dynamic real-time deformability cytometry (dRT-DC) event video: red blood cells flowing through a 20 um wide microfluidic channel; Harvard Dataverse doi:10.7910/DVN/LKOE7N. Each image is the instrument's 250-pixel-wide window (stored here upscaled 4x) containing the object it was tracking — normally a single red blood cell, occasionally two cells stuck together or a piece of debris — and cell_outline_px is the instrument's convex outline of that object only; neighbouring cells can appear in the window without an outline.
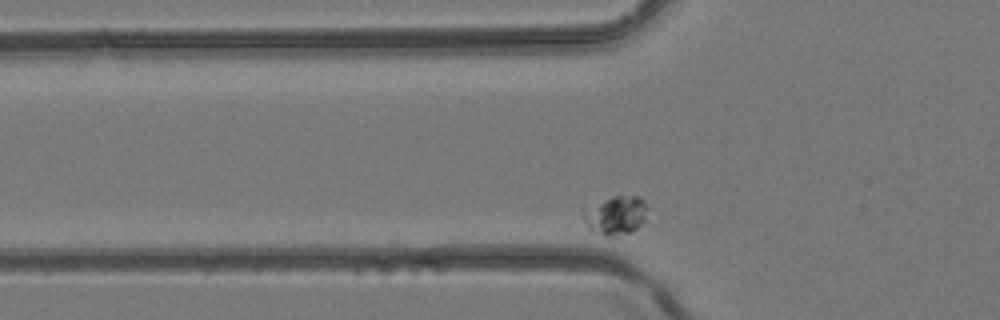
{"species": "common noctule bat (a hibernating species)", "species_latin": "Nyctalus noctula", "temperature_condition": "room temperature", "stored_images_in_passage": 26, "camera_frame_rate_fps": 3000, "um_per_image_px": 0.085, "animal": {"sex": "female", "body_mass_g": 24.6, "forearm_length_mm": 56.2}, "frame": {"image": 1, "passage_image": 4, "time_ms": 1.0, "image_size_px": [1000, 320], "cell_outline_px": [[648, 208], [640, 224], [632, 232], [616, 236], [604, 236], [588, 228], [584, 220], [584, 216], [600, 204], [612, 196], [640, 196], [644, 200]], "centroid_in_image_um": [52.44, 18.33], "position_along_channel_um": 73.4, "area_um2": 13.58}}
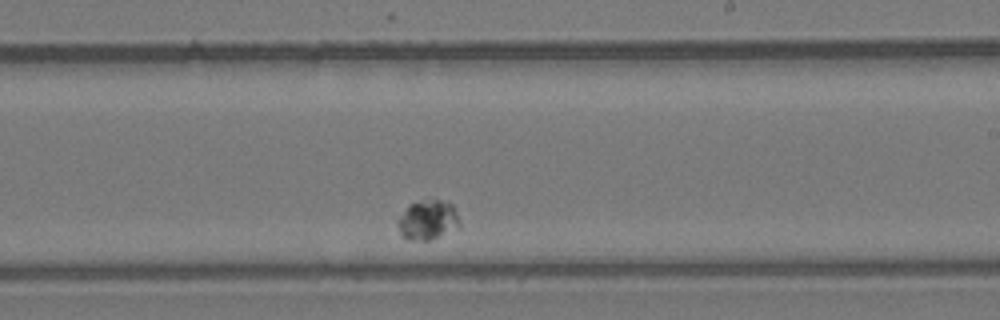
{"frame": {"image": 2, "passage_image": 17, "time_ms": 5.333, "image_size_px": [1000, 320], "cell_outline_px": [[460, 228], [428, 240], [408, 240], [400, 236], [396, 224], [396, 220], [408, 204], [424, 196], [440, 200], [452, 204], [460, 220]], "centroid_in_image_um": [36.32, 18.66], "position_along_channel_um": 252.7, "area_um2": 15.03}}
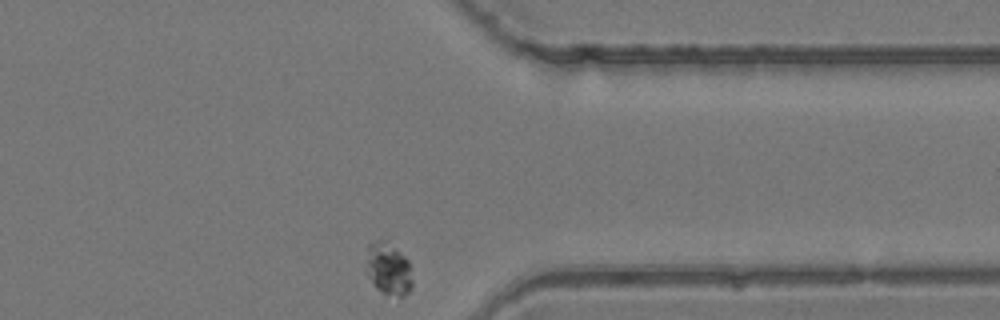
{"frame": {"image": 3, "passage_image": 26, "time_ms": 8.333, "image_size_px": [1000, 320], "cell_outline_px": [[412, 288], [404, 296], [400, 296], [384, 292], [376, 288], [372, 284], [368, 276], [368, 244], [380, 240], [384, 240], [404, 256], [408, 260], [412, 280]], "centroid_in_image_um": [33.04, 22.87], "position_along_channel_um": 378.4, "area_um2": 13.53}}